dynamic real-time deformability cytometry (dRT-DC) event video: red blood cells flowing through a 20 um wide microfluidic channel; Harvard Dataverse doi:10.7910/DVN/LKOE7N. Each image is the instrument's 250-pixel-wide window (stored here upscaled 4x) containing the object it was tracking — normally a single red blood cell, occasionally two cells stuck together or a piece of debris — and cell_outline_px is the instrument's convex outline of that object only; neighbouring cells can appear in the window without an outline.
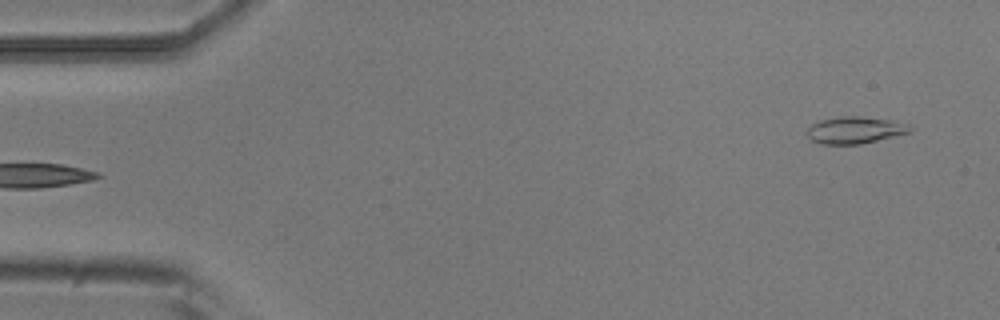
{"species": "common noctule bat (a hibernating species)", "species_latin": "Nyctalus noctula", "temperature_condition": "room temperature", "stored_images_in_passage": 4, "camera_frame_rate_fps": 3000, "um_per_image_px": 0.085, "animal": {"sex": "male", "body_mass_g": 20.5, "forearm_length_mm": 52.5}, "frame": {"image": 1, "passage_image": 4, "time_ms": 1.0, "image_size_px": [1000, 320], "cell_outline_px": [[912, 128], [908, 132], [860, 144], [820, 144], [808, 140], [808, 128], [812, 124], [820, 120], [840, 116], [860, 116], [888, 120], [908, 124]], "centroid_in_image_um": [72.59, 11.06], "position_along_channel_um": 12.4, "area_um2": 15.9}}